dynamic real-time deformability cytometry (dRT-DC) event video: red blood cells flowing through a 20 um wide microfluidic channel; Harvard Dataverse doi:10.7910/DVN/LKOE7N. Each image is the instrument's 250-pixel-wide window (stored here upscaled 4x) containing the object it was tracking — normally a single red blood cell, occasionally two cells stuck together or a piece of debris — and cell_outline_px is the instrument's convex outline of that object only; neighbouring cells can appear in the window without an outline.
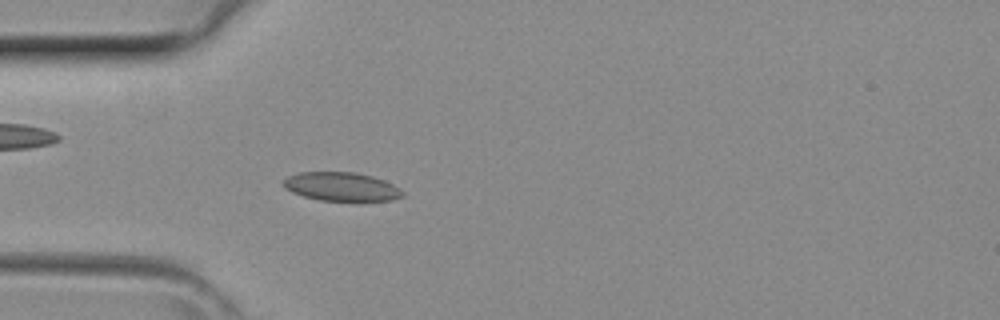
{"species": "common noctule bat (a hibernating species)", "species_latin": "Nyctalus noctula", "temperature_condition": "room temperature", "stored_images_in_passage": 40, "camera_frame_rate_fps": 3000, "um_per_image_px": 0.085, "animal": {"sex": "female", "body_mass_g": 29.2, "forearm_length_mm": 56.3}, "frame": {"image": 1, "passage_image": 11, "time_ms": 3.333, "image_size_px": [1000, 320], "cell_outline_px": [[404, 196], [392, 200], [320, 200], [304, 196], [292, 192], [284, 188], [280, 184], [288, 176], [300, 172], [352, 172], [372, 176], [384, 180], [392, 184], [404, 192]], "centroid_in_image_um": [28.99, 15.86], "position_along_channel_um": 56.0, "area_um2": 19.77}}
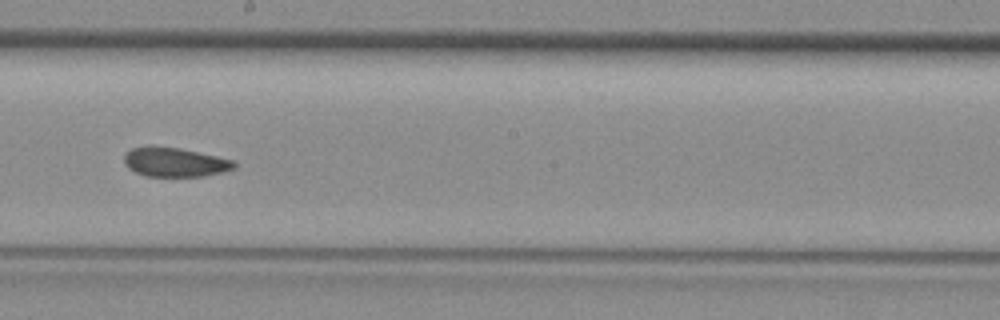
{"frame": {"image": 2, "passage_image": 22, "time_ms": 7.0, "image_size_px": [1000, 320], "cell_outline_px": [[236, 168], [224, 172], [204, 176], [144, 176], [128, 168], [124, 164], [124, 156], [132, 148], [148, 144], [152, 144], [180, 148], [216, 156], [232, 160], [236, 164]], "centroid_in_image_um": [14.83, 13.76], "position_along_channel_um": 233.4, "area_um2": 19.02}}
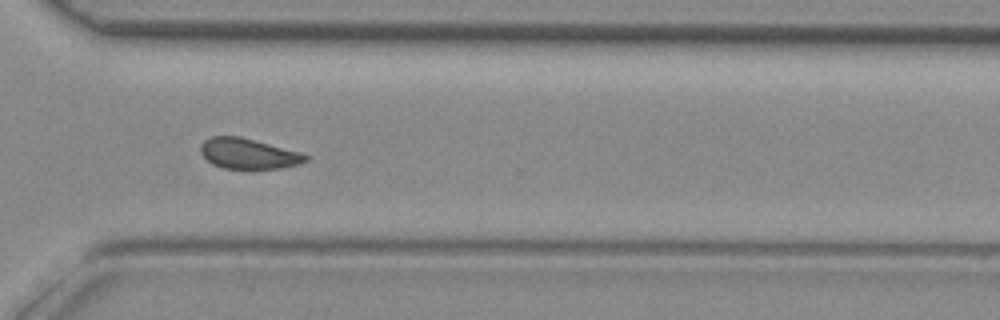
{"frame": {"image": 3, "passage_image": 29, "time_ms": 9.333, "image_size_px": [1000, 320], "cell_outline_px": [[308, 160], [300, 164], [280, 168], [224, 168], [212, 164], [200, 152], [200, 144], [204, 140], [212, 136], [240, 136], [300, 152], [308, 156]], "centroid_in_image_um": [21.1, 13.05], "position_along_channel_um": 349.5, "area_um2": 18.5}}